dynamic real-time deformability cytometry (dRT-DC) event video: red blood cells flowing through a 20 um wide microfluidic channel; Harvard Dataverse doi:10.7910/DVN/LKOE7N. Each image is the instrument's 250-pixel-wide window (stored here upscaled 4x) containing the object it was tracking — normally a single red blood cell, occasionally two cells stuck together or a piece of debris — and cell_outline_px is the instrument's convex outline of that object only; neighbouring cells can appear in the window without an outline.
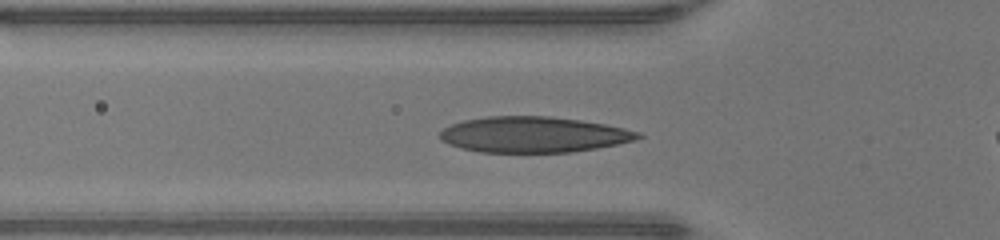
{"species": "human", "species_latin": "Homo sapiens", "temperature_condition": "warm", "stored_images_in_passage": 37, "camera_frame_rate_fps": 3000, "um_per_image_px": 0.085, "donor": {"sex": "male"}, "frame": {"image": 1, "passage_image": 8, "time_ms": 2.333, "image_size_px": [1000, 240], "cell_outline_px": [[644, 136], [632, 140], [616, 144], [596, 148], [572, 152], [480, 152], [460, 148], [448, 144], [440, 140], [440, 132], [444, 128], [452, 124], [464, 120], [488, 116], [548, 116], [580, 120], [604, 124], [624, 128], [640, 132]], "centroid_in_image_um": [45.31, 11.44], "position_along_channel_um": 80.5, "area_um2": 41.15}}
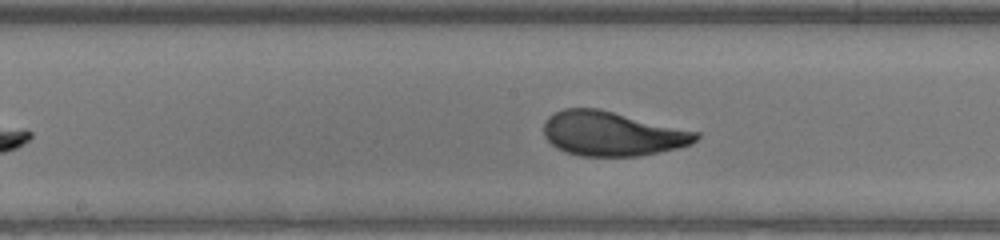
{"frame": {"image": 2, "passage_image": 16, "time_ms": 5.0, "image_size_px": [1000, 240], "cell_outline_px": [[700, 136], [692, 144], [660, 152], [640, 156], [580, 156], [556, 148], [544, 136], [544, 120], [548, 116], [564, 108], [600, 108], [700, 132]], "centroid_in_image_um": [52.04, 11.35], "position_along_channel_um": 196.2, "area_um2": 39.71}}
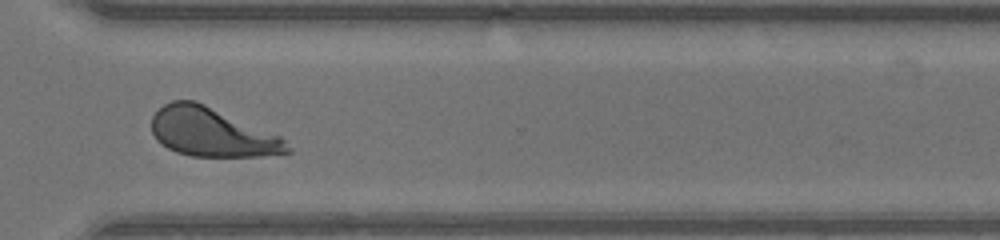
{"frame": {"image": 3, "passage_image": 27, "time_ms": 8.667, "image_size_px": [1000, 240], "cell_outline_px": [[292, 152], [260, 156], [192, 156], [176, 152], [160, 144], [156, 140], [152, 132], [152, 116], [164, 104], [172, 100], [196, 100], [280, 136], [292, 148]], "centroid_in_image_um": [17.99, 11.24], "position_along_channel_um": 352.6, "area_um2": 38.49}, "authors_computed_cell_mechanics": {"area_um2": 39.4774, "velocity_mm_per_s": 4.2808, "shape_relaxation_time_tau1_ms": 2.5339, "shape_relaxation_time_tau2_ms": null, "deformation_change_tau1": 0.1833, "deformation_change_tau2": null}}